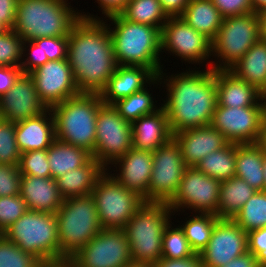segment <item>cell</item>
Listing matches in <instances>:
<instances>
[{"label": "cell", "instance_id": "1", "mask_svg": "<svg viewBox=\"0 0 266 267\" xmlns=\"http://www.w3.org/2000/svg\"><path fill=\"white\" fill-rule=\"evenodd\" d=\"M105 23L81 12L68 36L67 60L80 93L100 94L118 66Z\"/></svg>", "mask_w": 266, "mask_h": 267}, {"label": "cell", "instance_id": "2", "mask_svg": "<svg viewBox=\"0 0 266 267\" xmlns=\"http://www.w3.org/2000/svg\"><path fill=\"white\" fill-rule=\"evenodd\" d=\"M157 77L160 86L163 81L166 85V100L160 105L166 111L172 134L211 124L217 105L215 70L190 71L189 68L187 72L171 76L161 71Z\"/></svg>", "mask_w": 266, "mask_h": 267}, {"label": "cell", "instance_id": "3", "mask_svg": "<svg viewBox=\"0 0 266 267\" xmlns=\"http://www.w3.org/2000/svg\"><path fill=\"white\" fill-rule=\"evenodd\" d=\"M107 18L115 25L110 28L109 24L108 29L117 64L143 66L158 76L163 70L159 57L161 31L156 27L126 20L120 13Z\"/></svg>", "mask_w": 266, "mask_h": 267}, {"label": "cell", "instance_id": "4", "mask_svg": "<svg viewBox=\"0 0 266 267\" xmlns=\"http://www.w3.org/2000/svg\"><path fill=\"white\" fill-rule=\"evenodd\" d=\"M68 0H19L14 30L24 42L40 37L69 36L81 18Z\"/></svg>", "mask_w": 266, "mask_h": 267}, {"label": "cell", "instance_id": "5", "mask_svg": "<svg viewBox=\"0 0 266 267\" xmlns=\"http://www.w3.org/2000/svg\"><path fill=\"white\" fill-rule=\"evenodd\" d=\"M102 104L100 94L79 93L52 106L55 138L93 154L97 112Z\"/></svg>", "mask_w": 266, "mask_h": 267}, {"label": "cell", "instance_id": "6", "mask_svg": "<svg viewBox=\"0 0 266 267\" xmlns=\"http://www.w3.org/2000/svg\"><path fill=\"white\" fill-rule=\"evenodd\" d=\"M173 211L167 203H144L124 228L133 262L156 264L162 258V239Z\"/></svg>", "mask_w": 266, "mask_h": 267}, {"label": "cell", "instance_id": "7", "mask_svg": "<svg viewBox=\"0 0 266 267\" xmlns=\"http://www.w3.org/2000/svg\"><path fill=\"white\" fill-rule=\"evenodd\" d=\"M2 235L43 264L65 262L60 257L55 214L28 210Z\"/></svg>", "mask_w": 266, "mask_h": 267}, {"label": "cell", "instance_id": "8", "mask_svg": "<svg viewBox=\"0 0 266 267\" xmlns=\"http://www.w3.org/2000/svg\"><path fill=\"white\" fill-rule=\"evenodd\" d=\"M60 257L68 261L103 228L91 195L66 198L55 213Z\"/></svg>", "mask_w": 266, "mask_h": 267}, {"label": "cell", "instance_id": "9", "mask_svg": "<svg viewBox=\"0 0 266 267\" xmlns=\"http://www.w3.org/2000/svg\"><path fill=\"white\" fill-rule=\"evenodd\" d=\"M259 40L256 12L224 17L219 32L211 41L212 56H215V58L217 56L219 60L217 63L209 62L210 66H207V68L229 70Z\"/></svg>", "mask_w": 266, "mask_h": 267}, {"label": "cell", "instance_id": "10", "mask_svg": "<svg viewBox=\"0 0 266 267\" xmlns=\"http://www.w3.org/2000/svg\"><path fill=\"white\" fill-rule=\"evenodd\" d=\"M98 179L91 192L103 229H124L129 219L145 203L133 190L124 188L109 172Z\"/></svg>", "mask_w": 266, "mask_h": 267}, {"label": "cell", "instance_id": "11", "mask_svg": "<svg viewBox=\"0 0 266 267\" xmlns=\"http://www.w3.org/2000/svg\"><path fill=\"white\" fill-rule=\"evenodd\" d=\"M132 144L131 123L113 105L102 104L97 112L95 158L106 170L121 158Z\"/></svg>", "mask_w": 266, "mask_h": 267}, {"label": "cell", "instance_id": "12", "mask_svg": "<svg viewBox=\"0 0 266 267\" xmlns=\"http://www.w3.org/2000/svg\"><path fill=\"white\" fill-rule=\"evenodd\" d=\"M68 262L72 267H126L132 257L124 229H102Z\"/></svg>", "mask_w": 266, "mask_h": 267}, {"label": "cell", "instance_id": "13", "mask_svg": "<svg viewBox=\"0 0 266 267\" xmlns=\"http://www.w3.org/2000/svg\"><path fill=\"white\" fill-rule=\"evenodd\" d=\"M152 155L153 168L145 203L168 204L176 195L187 166L181 149L173 138L153 151Z\"/></svg>", "mask_w": 266, "mask_h": 267}, {"label": "cell", "instance_id": "14", "mask_svg": "<svg viewBox=\"0 0 266 267\" xmlns=\"http://www.w3.org/2000/svg\"><path fill=\"white\" fill-rule=\"evenodd\" d=\"M221 181L205 175L196 167H186L176 195L168 203L170 209L184 212L217 214ZM179 209V210H178Z\"/></svg>", "mask_w": 266, "mask_h": 267}, {"label": "cell", "instance_id": "15", "mask_svg": "<svg viewBox=\"0 0 266 267\" xmlns=\"http://www.w3.org/2000/svg\"><path fill=\"white\" fill-rule=\"evenodd\" d=\"M265 121V106H216L211 126L219 130L229 143L245 144L258 141Z\"/></svg>", "mask_w": 266, "mask_h": 267}, {"label": "cell", "instance_id": "16", "mask_svg": "<svg viewBox=\"0 0 266 267\" xmlns=\"http://www.w3.org/2000/svg\"><path fill=\"white\" fill-rule=\"evenodd\" d=\"M169 51L189 64H201L212 57V42L180 16L169 17L161 28V52Z\"/></svg>", "mask_w": 266, "mask_h": 267}, {"label": "cell", "instance_id": "17", "mask_svg": "<svg viewBox=\"0 0 266 267\" xmlns=\"http://www.w3.org/2000/svg\"><path fill=\"white\" fill-rule=\"evenodd\" d=\"M248 252V233L233 219H218L199 255L203 267H222Z\"/></svg>", "mask_w": 266, "mask_h": 267}, {"label": "cell", "instance_id": "18", "mask_svg": "<svg viewBox=\"0 0 266 267\" xmlns=\"http://www.w3.org/2000/svg\"><path fill=\"white\" fill-rule=\"evenodd\" d=\"M29 75L34 80L40 100L47 108L80 93L67 59L49 60Z\"/></svg>", "mask_w": 266, "mask_h": 267}, {"label": "cell", "instance_id": "19", "mask_svg": "<svg viewBox=\"0 0 266 267\" xmlns=\"http://www.w3.org/2000/svg\"><path fill=\"white\" fill-rule=\"evenodd\" d=\"M47 109L29 74H21L13 87L0 96V117L10 122L37 117Z\"/></svg>", "mask_w": 266, "mask_h": 267}, {"label": "cell", "instance_id": "20", "mask_svg": "<svg viewBox=\"0 0 266 267\" xmlns=\"http://www.w3.org/2000/svg\"><path fill=\"white\" fill-rule=\"evenodd\" d=\"M119 167V174L111 175L126 189L133 190L144 200L148 198L151 172L153 168L152 152L132 147L113 164ZM118 167H117V166Z\"/></svg>", "mask_w": 266, "mask_h": 267}, {"label": "cell", "instance_id": "21", "mask_svg": "<svg viewBox=\"0 0 266 267\" xmlns=\"http://www.w3.org/2000/svg\"><path fill=\"white\" fill-rule=\"evenodd\" d=\"M173 139L179 145L187 167H195L205 156L229 143L223 134L211 125L182 130L174 133Z\"/></svg>", "mask_w": 266, "mask_h": 267}, {"label": "cell", "instance_id": "22", "mask_svg": "<svg viewBox=\"0 0 266 267\" xmlns=\"http://www.w3.org/2000/svg\"><path fill=\"white\" fill-rule=\"evenodd\" d=\"M157 81L160 82L159 78L146 67L118 65L100 96L104 104L113 105L118 100L143 90L146 83L153 85Z\"/></svg>", "mask_w": 266, "mask_h": 267}, {"label": "cell", "instance_id": "23", "mask_svg": "<svg viewBox=\"0 0 266 267\" xmlns=\"http://www.w3.org/2000/svg\"><path fill=\"white\" fill-rule=\"evenodd\" d=\"M131 128L133 147L140 150L153 152L173 138L168 116L162 105L155 112L133 121Z\"/></svg>", "mask_w": 266, "mask_h": 267}, {"label": "cell", "instance_id": "24", "mask_svg": "<svg viewBox=\"0 0 266 267\" xmlns=\"http://www.w3.org/2000/svg\"><path fill=\"white\" fill-rule=\"evenodd\" d=\"M15 135L21 153L48 149L56 139L55 121L51 109L48 108L37 117L16 122Z\"/></svg>", "mask_w": 266, "mask_h": 267}, {"label": "cell", "instance_id": "25", "mask_svg": "<svg viewBox=\"0 0 266 267\" xmlns=\"http://www.w3.org/2000/svg\"><path fill=\"white\" fill-rule=\"evenodd\" d=\"M20 195L29 210L52 214L57 212L64 201L52 177L21 175Z\"/></svg>", "mask_w": 266, "mask_h": 267}, {"label": "cell", "instance_id": "26", "mask_svg": "<svg viewBox=\"0 0 266 267\" xmlns=\"http://www.w3.org/2000/svg\"><path fill=\"white\" fill-rule=\"evenodd\" d=\"M215 80L216 106L234 108L264 105L261 101V92L255 86L239 79L230 70H215Z\"/></svg>", "mask_w": 266, "mask_h": 267}, {"label": "cell", "instance_id": "27", "mask_svg": "<svg viewBox=\"0 0 266 267\" xmlns=\"http://www.w3.org/2000/svg\"><path fill=\"white\" fill-rule=\"evenodd\" d=\"M28 47L30 48L27 49ZM26 51L27 53L29 51V53L27 54ZM67 52L68 36L40 37L23 42L22 57L27 58H23L21 62L20 69L22 74H30L49 60L67 59Z\"/></svg>", "mask_w": 266, "mask_h": 267}, {"label": "cell", "instance_id": "28", "mask_svg": "<svg viewBox=\"0 0 266 267\" xmlns=\"http://www.w3.org/2000/svg\"><path fill=\"white\" fill-rule=\"evenodd\" d=\"M105 171L107 170L92 157L84 166L68 171L55 180L64 199L89 196Z\"/></svg>", "mask_w": 266, "mask_h": 267}, {"label": "cell", "instance_id": "29", "mask_svg": "<svg viewBox=\"0 0 266 267\" xmlns=\"http://www.w3.org/2000/svg\"><path fill=\"white\" fill-rule=\"evenodd\" d=\"M235 177L264 191L263 153L257 143L236 144Z\"/></svg>", "mask_w": 266, "mask_h": 267}, {"label": "cell", "instance_id": "30", "mask_svg": "<svg viewBox=\"0 0 266 267\" xmlns=\"http://www.w3.org/2000/svg\"><path fill=\"white\" fill-rule=\"evenodd\" d=\"M180 18L212 41L224 17L211 0H190Z\"/></svg>", "mask_w": 266, "mask_h": 267}, {"label": "cell", "instance_id": "31", "mask_svg": "<svg viewBox=\"0 0 266 267\" xmlns=\"http://www.w3.org/2000/svg\"><path fill=\"white\" fill-rule=\"evenodd\" d=\"M229 70L262 92L266 87V42H256Z\"/></svg>", "mask_w": 266, "mask_h": 267}, {"label": "cell", "instance_id": "32", "mask_svg": "<svg viewBox=\"0 0 266 267\" xmlns=\"http://www.w3.org/2000/svg\"><path fill=\"white\" fill-rule=\"evenodd\" d=\"M51 177L57 179L68 171L84 166L92 154L86 149L55 139L47 149Z\"/></svg>", "mask_w": 266, "mask_h": 267}, {"label": "cell", "instance_id": "33", "mask_svg": "<svg viewBox=\"0 0 266 267\" xmlns=\"http://www.w3.org/2000/svg\"><path fill=\"white\" fill-rule=\"evenodd\" d=\"M257 191L247 182L237 177L221 181L217 217L220 219H234L242 206Z\"/></svg>", "mask_w": 266, "mask_h": 267}, {"label": "cell", "instance_id": "34", "mask_svg": "<svg viewBox=\"0 0 266 267\" xmlns=\"http://www.w3.org/2000/svg\"><path fill=\"white\" fill-rule=\"evenodd\" d=\"M236 143H228L222 149L205 156L196 168L205 175L220 181L235 177Z\"/></svg>", "mask_w": 266, "mask_h": 267}, {"label": "cell", "instance_id": "35", "mask_svg": "<svg viewBox=\"0 0 266 267\" xmlns=\"http://www.w3.org/2000/svg\"><path fill=\"white\" fill-rule=\"evenodd\" d=\"M120 14L126 20L156 27L160 31L169 18L159 0H129Z\"/></svg>", "mask_w": 266, "mask_h": 267}, {"label": "cell", "instance_id": "36", "mask_svg": "<svg viewBox=\"0 0 266 267\" xmlns=\"http://www.w3.org/2000/svg\"><path fill=\"white\" fill-rule=\"evenodd\" d=\"M195 214V216H194ZM192 218H188L180 228L183 230L192 250L195 254H200L201 251L207 246L214 225L219 219L217 215L210 213H194Z\"/></svg>", "mask_w": 266, "mask_h": 267}, {"label": "cell", "instance_id": "37", "mask_svg": "<svg viewBox=\"0 0 266 267\" xmlns=\"http://www.w3.org/2000/svg\"><path fill=\"white\" fill-rule=\"evenodd\" d=\"M245 232L266 227V191H257L233 219Z\"/></svg>", "mask_w": 266, "mask_h": 267}, {"label": "cell", "instance_id": "38", "mask_svg": "<svg viewBox=\"0 0 266 267\" xmlns=\"http://www.w3.org/2000/svg\"><path fill=\"white\" fill-rule=\"evenodd\" d=\"M147 86L136 93L120 99L113 104L122 118L130 123L138 118L151 114L159 108L154 104L152 94L147 91Z\"/></svg>", "mask_w": 266, "mask_h": 267}, {"label": "cell", "instance_id": "39", "mask_svg": "<svg viewBox=\"0 0 266 267\" xmlns=\"http://www.w3.org/2000/svg\"><path fill=\"white\" fill-rule=\"evenodd\" d=\"M195 255L180 226L174 228L169 222L162 239V258L183 259Z\"/></svg>", "mask_w": 266, "mask_h": 267}, {"label": "cell", "instance_id": "40", "mask_svg": "<svg viewBox=\"0 0 266 267\" xmlns=\"http://www.w3.org/2000/svg\"><path fill=\"white\" fill-rule=\"evenodd\" d=\"M34 255L25 253L19 246L0 234V267H42Z\"/></svg>", "mask_w": 266, "mask_h": 267}, {"label": "cell", "instance_id": "41", "mask_svg": "<svg viewBox=\"0 0 266 267\" xmlns=\"http://www.w3.org/2000/svg\"><path fill=\"white\" fill-rule=\"evenodd\" d=\"M15 130L16 123L0 117V164H19L21 152L17 146Z\"/></svg>", "mask_w": 266, "mask_h": 267}, {"label": "cell", "instance_id": "42", "mask_svg": "<svg viewBox=\"0 0 266 267\" xmlns=\"http://www.w3.org/2000/svg\"><path fill=\"white\" fill-rule=\"evenodd\" d=\"M23 42V39L12 29L0 35V66L20 68L23 59Z\"/></svg>", "mask_w": 266, "mask_h": 267}, {"label": "cell", "instance_id": "43", "mask_svg": "<svg viewBox=\"0 0 266 267\" xmlns=\"http://www.w3.org/2000/svg\"><path fill=\"white\" fill-rule=\"evenodd\" d=\"M18 168L21 175L41 178L51 177L47 149L31 150L21 153Z\"/></svg>", "mask_w": 266, "mask_h": 267}, {"label": "cell", "instance_id": "44", "mask_svg": "<svg viewBox=\"0 0 266 267\" xmlns=\"http://www.w3.org/2000/svg\"><path fill=\"white\" fill-rule=\"evenodd\" d=\"M26 202L20 194L0 197V234L28 211Z\"/></svg>", "mask_w": 266, "mask_h": 267}, {"label": "cell", "instance_id": "45", "mask_svg": "<svg viewBox=\"0 0 266 267\" xmlns=\"http://www.w3.org/2000/svg\"><path fill=\"white\" fill-rule=\"evenodd\" d=\"M21 173L16 165L0 164V197L20 194Z\"/></svg>", "mask_w": 266, "mask_h": 267}, {"label": "cell", "instance_id": "46", "mask_svg": "<svg viewBox=\"0 0 266 267\" xmlns=\"http://www.w3.org/2000/svg\"><path fill=\"white\" fill-rule=\"evenodd\" d=\"M223 17L240 16L254 12L250 0H211Z\"/></svg>", "mask_w": 266, "mask_h": 267}, {"label": "cell", "instance_id": "47", "mask_svg": "<svg viewBox=\"0 0 266 267\" xmlns=\"http://www.w3.org/2000/svg\"><path fill=\"white\" fill-rule=\"evenodd\" d=\"M248 251L256 256L261 267L266 266V227L248 233Z\"/></svg>", "mask_w": 266, "mask_h": 267}, {"label": "cell", "instance_id": "48", "mask_svg": "<svg viewBox=\"0 0 266 267\" xmlns=\"http://www.w3.org/2000/svg\"><path fill=\"white\" fill-rule=\"evenodd\" d=\"M19 0H0V22L8 29H13Z\"/></svg>", "mask_w": 266, "mask_h": 267}, {"label": "cell", "instance_id": "49", "mask_svg": "<svg viewBox=\"0 0 266 267\" xmlns=\"http://www.w3.org/2000/svg\"><path fill=\"white\" fill-rule=\"evenodd\" d=\"M22 74L20 68L0 66V96L7 93Z\"/></svg>", "mask_w": 266, "mask_h": 267}, {"label": "cell", "instance_id": "50", "mask_svg": "<svg viewBox=\"0 0 266 267\" xmlns=\"http://www.w3.org/2000/svg\"><path fill=\"white\" fill-rule=\"evenodd\" d=\"M155 267H203L200 257L196 254L193 257L183 259H165L161 258Z\"/></svg>", "mask_w": 266, "mask_h": 267}, {"label": "cell", "instance_id": "51", "mask_svg": "<svg viewBox=\"0 0 266 267\" xmlns=\"http://www.w3.org/2000/svg\"><path fill=\"white\" fill-rule=\"evenodd\" d=\"M101 7L104 18L119 14L126 6L129 0H96Z\"/></svg>", "mask_w": 266, "mask_h": 267}, {"label": "cell", "instance_id": "52", "mask_svg": "<svg viewBox=\"0 0 266 267\" xmlns=\"http://www.w3.org/2000/svg\"><path fill=\"white\" fill-rule=\"evenodd\" d=\"M164 11L169 17L180 16L190 0H159Z\"/></svg>", "mask_w": 266, "mask_h": 267}, {"label": "cell", "instance_id": "53", "mask_svg": "<svg viewBox=\"0 0 266 267\" xmlns=\"http://www.w3.org/2000/svg\"><path fill=\"white\" fill-rule=\"evenodd\" d=\"M222 267H261L256 256L249 251L241 256L231 260L225 266Z\"/></svg>", "mask_w": 266, "mask_h": 267}, {"label": "cell", "instance_id": "54", "mask_svg": "<svg viewBox=\"0 0 266 267\" xmlns=\"http://www.w3.org/2000/svg\"><path fill=\"white\" fill-rule=\"evenodd\" d=\"M258 17L259 37L266 42V9L256 12Z\"/></svg>", "mask_w": 266, "mask_h": 267}, {"label": "cell", "instance_id": "55", "mask_svg": "<svg viewBox=\"0 0 266 267\" xmlns=\"http://www.w3.org/2000/svg\"><path fill=\"white\" fill-rule=\"evenodd\" d=\"M261 150L263 154H266V121H264L258 141L256 142Z\"/></svg>", "mask_w": 266, "mask_h": 267}, {"label": "cell", "instance_id": "56", "mask_svg": "<svg viewBox=\"0 0 266 267\" xmlns=\"http://www.w3.org/2000/svg\"><path fill=\"white\" fill-rule=\"evenodd\" d=\"M253 6L254 12H258L266 9V0H250Z\"/></svg>", "mask_w": 266, "mask_h": 267}, {"label": "cell", "instance_id": "57", "mask_svg": "<svg viewBox=\"0 0 266 267\" xmlns=\"http://www.w3.org/2000/svg\"><path fill=\"white\" fill-rule=\"evenodd\" d=\"M126 267H155L153 263L130 262Z\"/></svg>", "mask_w": 266, "mask_h": 267}, {"label": "cell", "instance_id": "58", "mask_svg": "<svg viewBox=\"0 0 266 267\" xmlns=\"http://www.w3.org/2000/svg\"><path fill=\"white\" fill-rule=\"evenodd\" d=\"M42 267H72L68 261L59 263L44 264Z\"/></svg>", "mask_w": 266, "mask_h": 267}, {"label": "cell", "instance_id": "59", "mask_svg": "<svg viewBox=\"0 0 266 267\" xmlns=\"http://www.w3.org/2000/svg\"><path fill=\"white\" fill-rule=\"evenodd\" d=\"M263 170H264V177H265L264 191H266V154H263Z\"/></svg>", "mask_w": 266, "mask_h": 267}, {"label": "cell", "instance_id": "60", "mask_svg": "<svg viewBox=\"0 0 266 267\" xmlns=\"http://www.w3.org/2000/svg\"><path fill=\"white\" fill-rule=\"evenodd\" d=\"M261 101L263 104H266V87L261 92Z\"/></svg>", "mask_w": 266, "mask_h": 267}, {"label": "cell", "instance_id": "61", "mask_svg": "<svg viewBox=\"0 0 266 267\" xmlns=\"http://www.w3.org/2000/svg\"><path fill=\"white\" fill-rule=\"evenodd\" d=\"M9 29L0 22V35L4 34L5 32H7Z\"/></svg>", "mask_w": 266, "mask_h": 267}, {"label": "cell", "instance_id": "62", "mask_svg": "<svg viewBox=\"0 0 266 267\" xmlns=\"http://www.w3.org/2000/svg\"><path fill=\"white\" fill-rule=\"evenodd\" d=\"M264 106H265V121H266V104H264Z\"/></svg>", "mask_w": 266, "mask_h": 267}]
</instances>
